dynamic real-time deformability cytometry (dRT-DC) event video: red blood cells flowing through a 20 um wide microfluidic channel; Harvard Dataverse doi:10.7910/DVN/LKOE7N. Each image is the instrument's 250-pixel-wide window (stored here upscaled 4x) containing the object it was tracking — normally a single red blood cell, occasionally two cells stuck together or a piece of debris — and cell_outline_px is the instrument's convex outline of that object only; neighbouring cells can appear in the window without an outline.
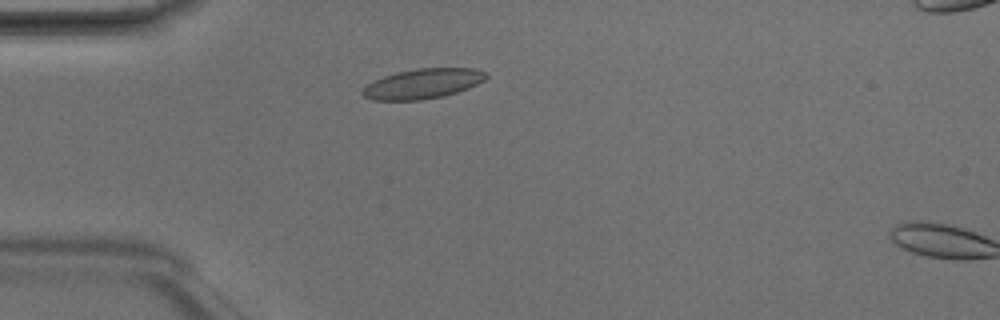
{"species": "Egyptian fruit bat (a non-hibernating species)", "species_latin": "Rousettus aegyptiacus", "temperature_condition": "room temperature", "stored_images_in_passage": 3, "camera_frame_rate_fps": 3000, "um_per_image_px": 0.085, "animal": {"sex": "male"}, "frame": {"image": 1, "passage_image": 2, "time_ms": 0.333, "image_size_px": [1000, 320], "cell_outline_px": [[488, 76], [484, 80], [468, 88], [444, 96], [420, 100], [372, 100], [364, 96], [360, 92], [372, 80], [396, 72], [416, 68], [476, 68], [488, 72]], "centroid_in_image_um": [35.94, 7.1], "position_along_channel_um": 49.1, "area_um2": 21.68}}